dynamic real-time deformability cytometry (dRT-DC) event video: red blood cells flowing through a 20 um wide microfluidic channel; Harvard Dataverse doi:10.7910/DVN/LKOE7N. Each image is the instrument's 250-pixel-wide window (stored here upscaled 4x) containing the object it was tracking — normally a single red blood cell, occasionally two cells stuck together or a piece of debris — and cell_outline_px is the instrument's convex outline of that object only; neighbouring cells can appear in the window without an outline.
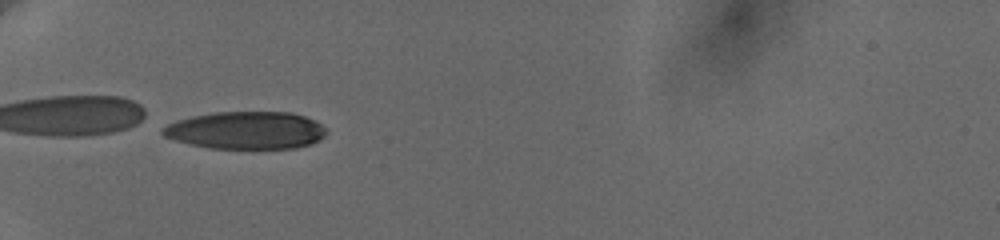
{"species": "human", "species_latin": "Homo sapiens", "temperature_condition": "cold", "stored_images_in_passage": 20, "camera_frame_rate_fps": 3000, "um_per_image_px": 0.085, "donor": {"sex": "female"}, "frame": {"image": 1, "passage_image": 1, "time_ms": 0.0, "image_size_px": [1000, 240], "cell_outline_px": [[328, 132], [320, 140], [296, 148], [212, 148], [192, 144], [176, 140], [164, 136], [160, 132], [160, 128], [176, 120], [192, 116], [216, 112], [292, 112], [316, 120]], "centroid_in_image_um": [20.92, 11.07], "position_along_channel_um": 64.1, "area_um2": 35.72}}
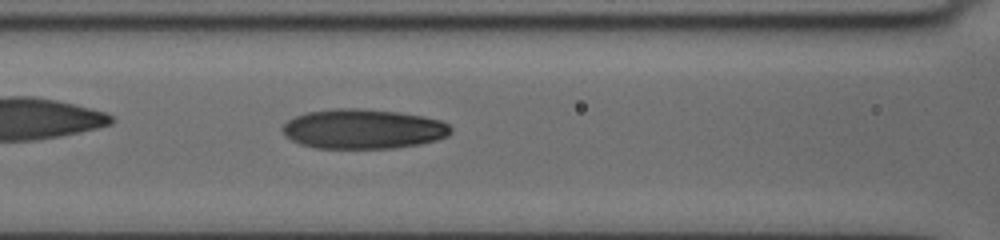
{"frame": {"image": 2, "passage_image": 10, "time_ms": 2.333, "image_size_px": [1000, 240], "cell_outline_px": [[452, 132], [448, 136], [436, 140], [420, 144], [392, 148], [316, 148], [300, 144], [284, 136], [280, 128], [288, 120], [296, 116], [308, 112], [336, 108], [356, 108], [400, 112], [424, 116], [440, 120], [448, 124], [452, 128]], "centroid_in_image_um": [30.87, 10.96], "position_along_channel_um": 135.7, "area_um2": 39.13}}
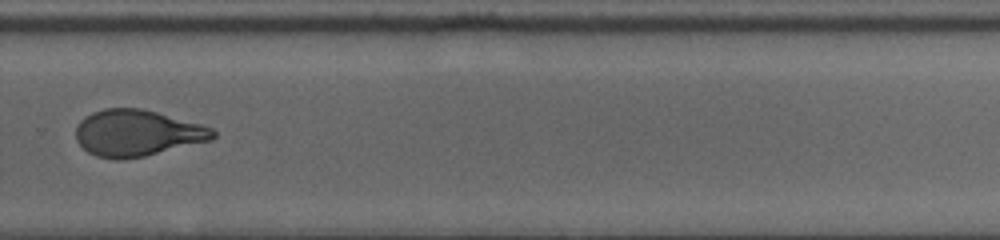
{"frame": {"image": 3, "passage_image": 19, "time_ms": 7.333, "image_size_px": [1000, 240], "cell_outline_px": [[216, 136], [212, 140], [144, 156], [120, 160], [116, 160], [96, 156], [88, 152], [76, 140], [76, 124], [84, 116], [92, 112], [104, 108], [140, 108], [156, 112], [200, 124], [212, 128], [216, 132]], "centroid_in_image_um": [11.63, 11.31], "position_along_channel_um": 318.2, "area_um2": 37.05}}